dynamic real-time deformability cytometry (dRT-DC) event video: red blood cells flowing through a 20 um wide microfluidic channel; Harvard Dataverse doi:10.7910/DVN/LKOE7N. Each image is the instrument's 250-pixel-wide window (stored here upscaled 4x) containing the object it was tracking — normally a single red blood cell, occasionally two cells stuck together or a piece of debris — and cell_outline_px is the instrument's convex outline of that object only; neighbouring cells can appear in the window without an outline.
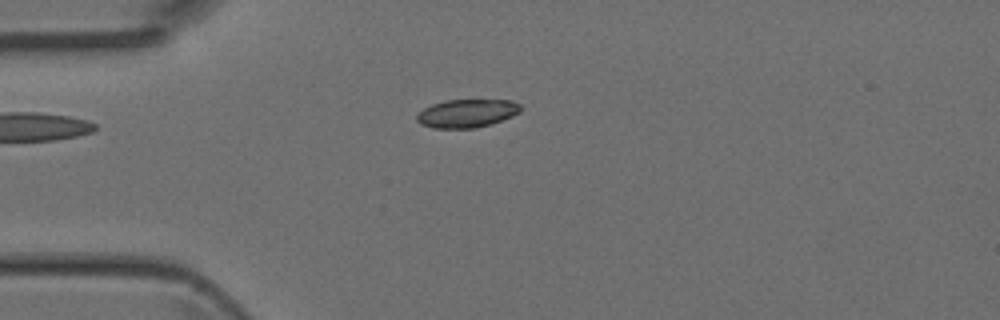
{"species": "Egyptian fruit bat (a non-hibernating species)", "species_latin": "Rousettus aegyptiacus", "temperature_condition": "room temperature", "stored_images_in_passage": 5, "camera_frame_rate_fps": 3000, "um_per_image_px": 0.085, "animal": {"sex": "female"}, "frame": {"image": 1, "passage_image": 4, "time_ms": 1.0, "image_size_px": [1000, 320], "cell_outline_px": [[524, 108], [520, 112], [512, 116], [476, 128], [432, 128], [420, 124], [416, 120], [416, 116], [424, 108], [432, 104], [448, 100], [512, 100], [520, 104]], "centroid_in_image_um": [39.69, 9.63], "position_along_channel_um": 45.3, "area_um2": 17.05}}